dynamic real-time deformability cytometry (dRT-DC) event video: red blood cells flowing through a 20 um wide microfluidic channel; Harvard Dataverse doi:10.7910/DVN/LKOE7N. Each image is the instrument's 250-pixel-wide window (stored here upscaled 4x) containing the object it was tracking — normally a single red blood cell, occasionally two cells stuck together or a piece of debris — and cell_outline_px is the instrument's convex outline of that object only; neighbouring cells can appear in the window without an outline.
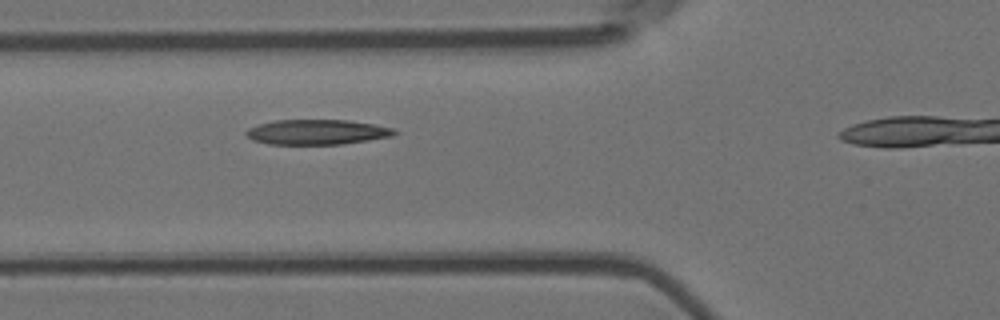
{"species": "Egyptian fruit bat (a non-hibernating species)", "species_latin": "Rousettus aegyptiacus", "temperature_condition": "room temperature", "stored_images_in_passage": 3, "camera_frame_rate_fps": 3000, "um_per_image_px": 0.085, "animal": {"sex": "female"}, "frame": {"image": 1, "passage_image": 2, "time_ms": 0.333, "image_size_px": [1000, 320], "cell_outline_px": [[396, 132], [392, 136], [368, 140], [340, 144], [268, 144], [252, 140], [244, 132], [248, 128], [260, 124], [276, 120], [348, 120], [372, 124], [392, 128]], "centroid_in_image_um": [26.9, 11.22], "position_along_channel_um": 98.9, "area_um2": 21.39}}